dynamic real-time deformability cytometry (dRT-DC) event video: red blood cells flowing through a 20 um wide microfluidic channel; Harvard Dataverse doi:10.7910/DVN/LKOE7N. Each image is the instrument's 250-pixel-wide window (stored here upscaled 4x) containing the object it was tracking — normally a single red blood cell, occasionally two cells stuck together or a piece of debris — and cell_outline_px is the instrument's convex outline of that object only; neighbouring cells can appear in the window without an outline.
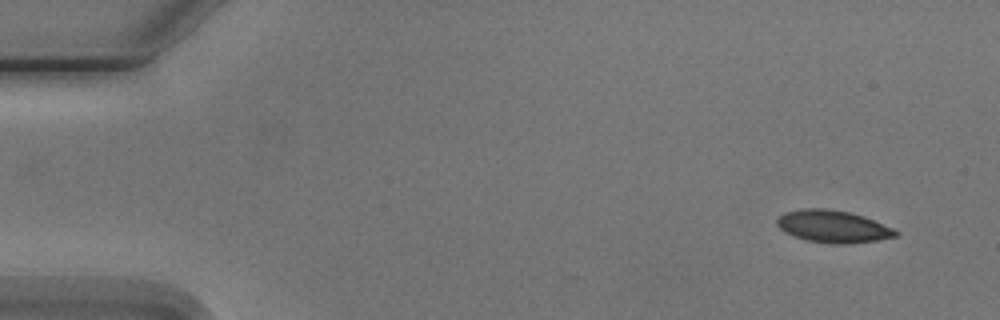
{"species": "Egyptian fruit bat (a non-hibernating species)", "species_latin": "Rousettus aegyptiacus", "temperature_condition": "cold", "stored_images_in_passage": 8, "camera_frame_rate_fps": 3000, "um_per_image_px": 0.085, "animal": {"sex": "male"}, "frame": {"image": 1, "passage_image": 1, "time_ms": 0.0, "image_size_px": [1000, 320], "cell_outline_px": [[900, 232], [896, 236], [876, 240], [848, 244], [832, 244], [808, 240], [784, 232], [776, 224], [776, 220], [784, 212], [800, 208], [824, 208], [848, 212], [864, 216], [892, 228]], "centroid_in_image_um": [70.78, 19.24], "position_along_channel_um": 14.2, "area_um2": 22.2}}
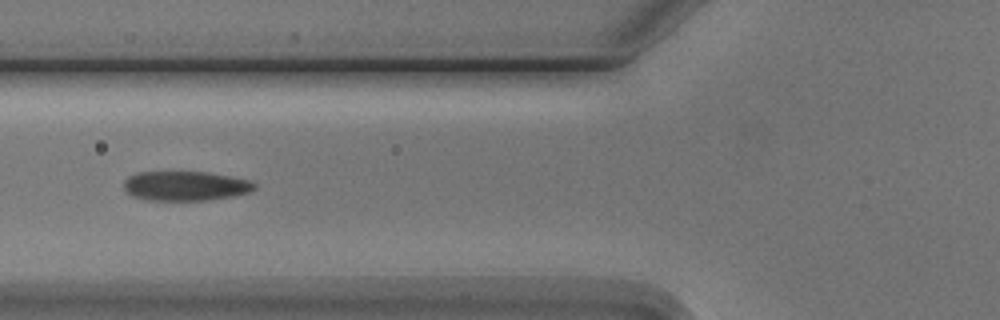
{"frame": {"image": 2, "passage_image": 5, "time_ms": 5.667, "image_size_px": [1000, 320], "cell_outline_px": [[256, 188], [252, 192], [232, 196], [208, 200], [144, 200], [132, 196], [124, 192], [124, 180], [128, 176], [140, 172], [204, 172], [252, 180], [256, 184]], "centroid_in_image_um": [15.75, 15.81], "position_along_channel_um": 110.0, "area_um2": 22.66}}
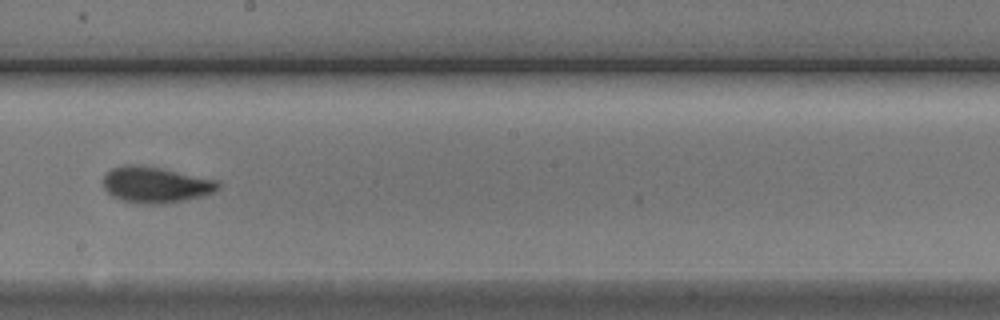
{"frame": {"image": 3, "passage_image": 8, "time_ms": 9.0, "image_size_px": [1000, 320], "cell_outline_px": [[220, 188], [216, 192], [208, 196], [164, 204], [136, 204], [120, 200], [112, 196], [104, 188], [104, 176], [112, 168], [124, 164], [132, 164], [160, 168], [216, 180], [220, 184]], "centroid_in_image_um": [13.25, 15.73], "position_along_channel_um": 234.9, "area_um2": 24.39}}